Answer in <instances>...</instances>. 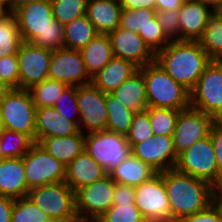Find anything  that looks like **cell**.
<instances>
[{
  "mask_svg": "<svg viewBox=\"0 0 222 222\" xmlns=\"http://www.w3.org/2000/svg\"><path fill=\"white\" fill-rule=\"evenodd\" d=\"M13 13L24 42L51 51L65 48L64 25L54 19L50 0L24 4Z\"/></svg>",
  "mask_w": 222,
  "mask_h": 222,
  "instance_id": "1",
  "label": "cell"
},
{
  "mask_svg": "<svg viewBox=\"0 0 222 222\" xmlns=\"http://www.w3.org/2000/svg\"><path fill=\"white\" fill-rule=\"evenodd\" d=\"M165 184L172 222L206 209L214 202V187L176 169L159 172Z\"/></svg>",
  "mask_w": 222,
  "mask_h": 222,
  "instance_id": "2",
  "label": "cell"
},
{
  "mask_svg": "<svg viewBox=\"0 0 222 222\" xmlns=\"http://www.w3.org/2000/svg\"><path fill=\"white\" fill-rule=\"evenodd\" d=\"M211 61L199 41H171L155 54V62L189 91Z\"/></svg>",
  "mask_w": 222,
  "mask_h": 222,
  "instance_id": "3",
  "label": "cell"
},
{
  "mask_svg": "<svg viewBox=\"0 0 222 222\" xmlns=\"http://www.w3.org/2000/svg\"><path fill=\"white\" fill-rule=\"evenodd\" d=\"M147 94V107L175 110L190 108V91L175 81L157 62L141 68Z\"/></svg>",
  "mask_w": 222,
  "mask_h": 222,
  "instance_id": "4",
  "label": "cell"
},
{
  "mask_svg": "<svg viewBox=\"0 0 222 222\" xmlns=\"http://www.w3.org/2000/svg\"><path fill=\"white\" fill-rule=\"evenodd\" d=\"M190 107L213 117L222 118V60H212L190 91Z\"/></svg>",
  "mask_w": 222,
  "mask_h": 222,
  "instance_id": "5",
  "label": "cell"
},
{
  "mask_svg": "<svg viewBox=\"0 0 222 222\" xmlns=\"http://www.w3.org/2000/svg\"><path fill=\"white\" fill-rule=\"evenodd\" d=\"M175 169L194 178L204 180L213 187L222 183V175L218 172L210 135L197 141L179 154Z\"/></svg>",
  "mask_w": 222,
  "mask_h": 222,
  "instance_id": "6",
  "label": "cell"
},
{
  "mask_svg": "<svg viewBox=\"0 0 222 222\" xmlns=\"http://www.w3.org/2000/svg\"><path fill=\"white\" fill-rule=\"evenodd\" d=\"M85 151L107 174L132 154L126 136L107 129L85 134Z\"/></svg>",
  "mask_w": 222,
  "mask_h": 222,
  "instance_id": "7",
  "label": "cell"
},
{
  "mask_svg": "<svg viewBox=\"0 0 222 222\" xmlns=\"http://www.w3.org/2000/svg\"><path fill=\"white\" fill-rule=\"evenodd\" d=\"M0 108L4 129L27 134L36 142V107L27 89H10Z\"/></svg>",
  "mask_w": 222,
  "mask_h": 222,
  "instance_id": "8",
  "label": "cell"
},
{
  "mask_svg": "<svg viewBox=\"0 0 222 222\" xmlns=\"http://www.w3.org/2000/svg\"><path fill=\"white\" fill-rule=\"evenodd\" d=\"M28 189L64 182L66 165L51 156L39 143H34L23 157Z\"/></svg>",
  "mask_w": 222,
  "mask_h": 222,
  "instance_id": "9",
  "label": "cell"
},
{
  "mask_svg": "<svg viewBox=\"0 0 222 222\" xmlns=\"http://www.w3.org/2000/svg\"><path fill=\"white\" fill-rule=\"evenodd\" d=\"M134 189L135 205L147 222H172L169 199L160 173Z\"/></svg>",
  "mask_w": 222,
  "mask_h": 222,
  "instance_id": "10",
  "label": "cell"
},
{
  "mask_svg": "<svg viewBox=\"0 0 222 222\" xmlns=\"http://www.w3.org/2000/svg\"><path fill=\"white\" fill-rule=\"evenodd\" d=\"M79 130L83 134L107 129L106 93L92 84L77 87Z\"/></svg>",
  "mask_w": 222,
  "mask_h": 222,
  "instance_id": "11",
  "label": "cell"
},
{
  "mask_svg": "<svg viewBox=\"0 0 222 222\" xmlns=\"http://www.w3.org/2000/svg\"><path fill=\"white\" fill-rule=\"evenodd\" d=\"M27 197L51 219L76 211L75 191L65 181L33 188Z\"/></svg>",
  "mask_w": 222,
  "mask_h": 222,
  "instance_id": "12",
  "label": "cell"
},
{
  "mask_svg": "<svg viewBox=\"0 0 222 222\" xmlns=\"http://www.w3.org/2000/svg\"><path fill=\"white\" fill-rule=\"evenodd\" d=\"M215 122L213 117L191 107L180 111L172 134L176 154H181L197 141L209 136Z\"/></svg>",
  "mask_w": 222,
  "mask_h": 222,
  "instance_id": "13",
  "label": "cell"
},
{
  "mask_svg": "<svg viewBox=\"0 0 222 222\" xmlns=\"http://www.w3.org/2000/svg\"><path fill=\"white\" fill-rule=\"evenodd\" d=\"M48 78L68 86L91 84L80 50L62 48L52 51Z\"/></svg>",
  "mask_w": 222,
  "mask_h": 222,
  "instance_id": "14",
  "label": "cell"
},
{
  "mask_svg": "<svg viewBox=\"0 0 222 222\" xmlns=\"http://www.w3.org/2000/svg\"><path fill=\"white\" fill-rule=\"evenodd\" d=\"M115 182L109 175L75 192L76 211L91 220H97L112 205Z\"/></svg>",
  "mask_w": 222,
  "mask_h": 222,
  "instance_id": "15",
  "label": "cell"
},
{
  "mask_svg": "<svg viewBox=\"0 0 222 222\" xmlns=\"http://www.w3.org/2000/svg\"><path fill=\"white\" fill-rule=\"evenodd\" d=\"M52 51L22 42L17 53L19 60V89H28L48 78Z\"/></svg>",
  "mask_w": 222,
  "mask_h": 222,
  "instance_id": "16",
  "label": "cell"
},
{
  "mask_svg": "<svg viewBox=\"0 0 222 222\" xmlns=\"http://www.w3.org/2000/svg\"><path fill=\"white\" fill-rule=\"evenodd\" d=\"M131 152L158 173L175 169L178 160L172 136L154 135L144 142L134 144Z\"/></svg>",
  "mask_w": 222,
  "mask_h": 222,
  "instance_id": "17",
  "label": "cell"
},
{
  "mask_svg": "<svg viewBox=\"0 0 222 222\" xmlns=\"http://www.w3.org/2000/svg\"><path fill=\"white\" fill-rule=\"evenodd\" d=\"M108 35L115 58L130 61L138 68L155 61V54L138 33L118 27Z\"/></svg>",
  "mask_w": 222,
  "mask_h": 222,
  "instance_id": "18",
  "label": "cell"
},
{
  "mask_svg": "<svg viewBox=\"0 0 222 222\" xmlns=\"http://www.w3.org/2000/svg\"><path fill=\"white\" fill-rule=\"evenodd\" d=\"M212 9L197 1L184 2L179 8L182 41H199L207 25Z\"/></svg>",
  "mask_w": 222,
  "mask_h": 222,
  "instance_id": "19",
  "label": "cell"
},
{
  "mask_svg": "<svg viewBox=\"0 0 222 222\" xmlns=\"http://www.w3.org/2000/svg\"><path fill=\"white\" fill-rule=\"evenodd\" d=\"M108 174L84 150L66 166L65 182L76 192L81 187L103 179Z\"/></svg>",
  "mask_w": 222,
  "mask_h": 222,
  "instance_id": "20",
  "label": "cell"
},
{
  "mask_svg": "<svg viewBox=\"0 0 222 222\" xmlns=\"http://www.w3.org/2000/svg\"><path fill=\"white\" fill-rule=\"evenodd\" d=\"M79 131L74 122L65 119L54 107L36 108V143L46 137H65Z\"/></svg>",
  "mask_w": 222,
  "mask_h": 222,
  "instance_id": "21",
  "label": "cell"
},
{
  "mask_svg": "<svg viewBox=\"0 0 222 222\" xmlns=\"http://www.w3.org/2000/svg\"><path fill=\"white\" fill-rule=\"evenodd\" d=\"M28 193L23 158L0 160V196L19 199L27 197Z\"/></svg>",
  "mask_w": 222,
  "mask_h": 222,
  "instance_id": "22",
  "label": "cell"
},
{
  "mask_svg": "<svg viewBox=\"0 0 222 222\" xmlns=\"http://www.w3.org/2000/svg\"><path fill=\"white\" fill-rule=\"evenodd\" d=\"M121 12L119 0H88L85 15L98 33L109 34L119 27Z\"/></svg>",
  "mask_w": 222,
  "mask_h": 222,
  "instance_id": "23",
  "label": "cell"
},
{
  "mask_svg": "<svg viewBox=\"0 0 222 222\" xmlns=\"http://www.w3.org/2000/svg\"><path fill=\"white\" fill-rule=\"evenodd\" d=\"M138 69L130 61L113 57L91 77V84L104 93H111Z\"/></svg>",
  "mask_w": 222,
  "mask_h": 222,
  "instance_id": "24",
  "label": "cell"
},
{
  "mask_svg": "<svg viewBox=\"0 0 222 222\" xmlns=\"http://www.w3.org/2000/svg\"><path fill=\"white\" fill-rule=\"evenodd\" d=\"M112 94L126 108L136 112H142L147 109L146 86L142 71L138 69L120 86H118Z\"/></svg>",
  "mask_w": 222,
  "mask_h": 222,
  "instance_id": "25",
  "label": "cell"
},
{
  "mask_svg": "<svg viewBox=\"0 0 222 222\" xmlns=\"http://www.w3.org/2000/svg\"><path fill=\"white\" fill-rule=\"evenodd\" d=\"M39 144L51 156L67 166L85 150V134L79 131L65 137H46Z\"/></svg>",
  "mask_w": 222,
  "mask_h": 222,
  "instance_id": "26",
  "label": "cell"
},
{
  "mask_svg": "<svg viewBox=\"0 0 222 222\" xmlns=\"http://www.w3.org/2000/svg\"><path fill=\"white\" fill-rule=\"evenodd\" d=\"M158 172L132 154L108 175L115 183L137 186L150 180Z\"/></svg>",
  "mask_w": 222,
  "mask_h": 222,
  "instance_id": "27",
  "label": "cell"
},
{
  "mask_svg": "<svg viewBox=\"0 0 222 222\" xmlns=\"http://www.w3.org/2000/svg\"><path fill=\"white\" fill-rule=\"evenodd\" d=\"M85 68L90 77L101 70L114 56L108 34L98 33L80 50Z\"/></svg>",
  "mask_w": 222,
  "mask_h": 222,
  "instance_id": "28",
  "label": "cell"
},
{
  "mask_svg": "<svg viewBox=\"0 0 222 222\" xmlns=\"http://www.w3.org/2000/svg\"><path fill=\"white\" fill-rule=\"evenodd\" d=\"M97 30L86 15L64 25L65 48L81 50L96 35Z\"/></svg>",
  "mask_w": 222,
  "mask_h": 222,
  "instance_id": "29",
  "label": "cell"
},
{
  "mask_svg": "<svg viewBox=\"0 0 222 222\" xmlns=\"http://www.w3.org/2000/svg\"><path fill=\"white\" fill-rule=\"evenodd\" d=\"M22 42L14 13L12 11L3 13L0 16V58L17 55Z\"/></svg>",
  "mask_w": 222,
  "mask_h": 222,
  "instance_id": "30",
  "label": "cell"
},
{
  "mask_svg": "<svg viewBox=\"0 0 222 222\" xmlns=\"http://www.w3.org/2000/svg\"><path fill=\"white\" fill-rule=\"evenodd\" d=\"M106 108L108 114L107 130L126 135L135 112L126 108L110 93H106Z\"/></svg>",
  "mask_w": 222,
  "mask_h": 222,
  "instance_id": "31",
  "label": "cell"
},
{
  "mask_svg": "<svg viewBox=\"0 0 222 222\" xmlns=\"http://www.w3.org/2000/svg\"><path fill=\"white\" fill-rule=\"evenodd\" d=\"M199 43L212 60H222V19L213 12L208 17Z\"/></svg>",
  "mask_w": 222,
  "mask_h": 222,
  "instance_id": "32",
  "label": "cell"
},
{
  "mask_svg": "<svg viewBox=\"0 0 222 222\" xmlns=\"http://www.w3.org/2000/svg\"><path fill=\"white\" fill-rule=\"evenodd\" d=\"M67 87L68 85L66 83L47 78L27 90L30 93L35 107L41 108L53 107L56 100Z\"/></svg>",
  "mask_w": 222,
  "mask_h": 222,
  "instance_id": "33",
  "label": "cell"
},
{
  "mask_svg": "<svg viewBox=\"0 0 222 222\" xmlns=\"http://www.w3.org/2000/svg\"><path fill=\"white\" fill-rule=\"evenodd\" d=\"M35 141L27 134L3 129L0 147L4 158H23Z\"/></svg>",
  "mask_w": 222,
  "mask_h": 222,
  "instance_id": "34",
  "label": "cell"
},
{
  "mask_svg": "<svg viewBox=\"0 0 222 222\" xmlns=\"http://www.w3.org/2000/svg\"><path fill=\"white\" fill-rule=\"evenodd\" d=\"M150 124L154 135L172 136L175 130L177 117L181 110L162 107H147Z\"/></svg>",
  "mask_w": 222,
  "mask_h": 222,
  "instance_id": "35",
  "label": "cell"
},
{
  "mask_svg": "<svg viewBox=\"0 0 222 222\" xmlns=\"http://www.w3.org/2000/svg\"><path fill=\"white\" fill-rule=\"evenodd\" d=\"M88 0H50L54 19L65 25L86 14Z\"/></svg>",
  "mask_w": 222,
  "mask_h": 222,
  "instance_id": "36",
  "label": "cell"
},
{
  "mask_svg": "<svg viewBox=\"0 0 222 222\" xmlns=\"http://www.w3.org/2000/svg\"><path fill=\"white\" fill-rule=\"evenodd\" d=\"M11 222H51V218L28 197L14 199Z\"/></svg>",
  "mask_w": 222,
  "mask_h": 222,
  "instance_id": "37",
  "label": "cell"
},
{
  "mask_svg": "<svg viewBox=\"0 0 222 222\" xmlns=\"http://www.w3.org/2000/svg\"><path fill=\"white\" fill-rule=\"evenodd\" d=\"M97 222H147L134 204L112 205Z\"/></svg>",
  "mask_w": 222,
  "mask_h": 222,
  "instance_id": "38",
  "label": "cell"
},
{
  "mask_svg": "<svg viewBox=\"0 0 222 222\" xmlns=\"http://www.w3.org/2000/svg\"><path fill=\"white\" fill-rule=\"evenodd\" d=\"M156 16V9H122L119 28L138 33Z\"/></svg>",
  "mask_w": 222,
  "mask_h": 222,
  "instance_id": "39",
  "label": "cell"
},
{
  "mask_svg": "<svg viewBox=\"0 0 222 222\" xmlns=\"http://www.w3.org/2000/svg\"><path fill=\"white\" fill-rule=\"evenodd\" d=\"M125 136L131 147L154 136L149 114L146 110L135 113L129 131Z\"/></svg>",
  "mask_w": 222,
  "mask_h": 222,
  "instance_id": "40",
  "label": "cell"
},
{
  "mask_svg": "<svg viewBox=\"0 0 222 222\" xmlns=\"http://www.w3.org/2000/svg\"><path fill=\"white\" fill-rule=\"evenodd\" d=\"M53 107L56 111L62 114L65 119L74 122L79 127L77 86H68L56 100Z\"/></svg>",
  "mask_w": 222,
  "mask_h": 222,
  "instance_id": "41",
  "label": "cell"
},
{
  "mask_svg": "<svg viewBox=\"0 0 222 222\" xmlns=\"http://www.w3.org/2000/svg\"><path fill=\"white\" fill-rule=\"evenodd\" d=\"M138 34L154 54L164 49L171 42L164 34L157 16L152 18L150 23L144 27L143 31H139Z\"/></svg>",
  "mask_w": 222,
  "mask_h": 222,
  "instance_id": "42",
  "label": "cell"
},
{
  "mask_svg": "<svg viewBox=\"0 0 222 222\" xmlns=\"http://www.w3.org/2000/svg\"><path fill=\"white\" fill-rule=\"evenodd\" d=\"M0 82L11 89H19V60L17 55L0 58Z\"/></svg>",
  "mask_w": 222,
  "mask_h": 222,
  "instance_id": "43",
  "label": "cell"
},
{
  "mask_svg": "<svg viewBox=\"0 0 222 222\" xmlns=\"http://www.w3.org/2000/svg\"><path fill=\"white\" fill-rule=\"evenodd\" d=\"M159 24L170 41L181 40L179 8L175 10L156 11Z\"/></svg>",
  "mask_w": 222,
  "mask_h": 222,
  "instance_id": "44",
  "label": "cell"
},
{
  "mask_svg": "<svg viewBox=\"0 0 222 222\" xmlns=\"http://www.w3.org/2000/svg\"><path fill=\"white\" fill-rule=\"evenodd\" d=\"M180 222H222V212L213 202L206 209L183 218Z\"/></svg>",
  "mask_w": 222,
  "mask_h": 222,
  "instance_id": "45",
  "label": "cell"
},
{
  "mask_svg": "<svg viewBox=\"0 0 222 222\" xmlns=\"http://www.w3.org/2000/svg\"><path fill=\"white\" fill-rule=\"evenodd\" d=\"M218 172L222 175V123L216 121L210 130Z\"/></svg>",
  "mask_w": 222,
  "mask_h": 222,
  "instance_id": "46",
  "label": "cell"
},
{
  "mask_svg": "<svg viewBox=\"0 0 222 222\" xmlns=\"http://www.w3.org/2000/svg\"><path fill=\"white\" fill-rule=\"evenodd\" d=\"M135 189L134 186L115 183L113 205L134 204Z\"/></svg>",
  "mask_w": 222,
  "mask_h": 222,
  "instance_id": "47",
  "label": "cell"
},
{
  "mask_svg": "<svg viewBox=\"0 0 222 222\" xmlns=\"http://www.w3.org/2000/svg\"><path fill=\"white\" fill-rule=\"evenodd\" d=\"M122 9H155V0H119Z\"/></svg>",
  "mask_w": 222,
  "mask_h": 222,
  "instance_id": "48",
  "label": "cell"
},
{
  "mask_svg": "<svg viewBox=\"0 0 222 222\" xmlns=\"http://www.w3.org/2000/svg\"><path fill=\"white\" fill-rule=\"evenodd\" d=\"M14 199L0 196V222H11Z\"/></svg>",
  "mask_w": 222,
  "mask_h": 222,
  "instance_id": "49",
  "label": "cell"
},
{
  "mask_svg": "<svg viewBox=\"0 0 222 222\" xmlns=\"http://www.w3.org/2000/svg\"><path fill=\"white\" fill-rule=\"evenodd\" d=\"M183 0H155L156 11L175 10L183 5Z\"/></svg>",
  "mask_w": 222,
  "mask_h": 222,
  "instance_id": "50",
  "label": "cell"
},
{
  "mask_svg": "<svg viewBox=\"0 0 222 222\" xmlns=\"http://www.w3.org/2000/svg\"><path fill=\"white\" fill-rule=\"evenodd\" d=\"M92 220L84 217L79 212L75 211L71 215L51 219V222H91Z\"/></svg>",
  "mask_w": 222,
  "mask_h": 222,
  "instance_id": "51",
  "label": "cell"
},
{
  "mask_svg": "<svg viewBox=\"0 0 222 222\" xmlns=\"http://www.w3.org/2000/svg\"><path fill=\"white\" fill-rule=\"evenodd\" d=\"M214 202L219 206L222 212V183L214 187Z\"/></svg>",
  "mask_w": 222,
  "mask_h": 222,
  "instance_id": "52",
  "label": "cell"
},
{
  "mask_svg": "<svg viewBox=\"0 0 222 222\" xmlns=\"http://www.w3.org/2000/svg\"><path fill=\"white\" fill-rule=\"evenodd\" d=\"M41 0H11V11L13 12L16 8L31 2H37Z\"/></svg>",
  "mask_w": 222,
  "mask_h": 222,
  "instance_id": "53",
  "label": "cell"
},
{
  "mask_svg": "<svg viewBox=\"0 0 222 222\" xmlns=\"http://www.w3.org/2000/svg\"><path fill=\"white\" fill-rule=\"evenodd\" d=\"M195 1L208 6L213 10L222 0H195Z\"/></svg>",
  "mask_w": 222,
  "mask_h": 222,
  "instance_id": "54",
  "label": "cell"
},
{
  "mask_svg": "<svg viewBox=\"0 0 222 222\" xmlns=\"http://www.w3.org/2000/svg\"><path fill=\"white\" fill-rule=\"evenodd\" d=\"M11 88H9L6 84L3 82H0V105L5 97V95L10 91Z\"/></svg>",
  "mask_w": 222,
  "mask_h": 222,
  "instance_id": "55",
  "label": "cell"
},
{
  "mask_svg": "<svg viewBox=\"0 0 222 222\" xmlns=\"http://www.w3.org/2000/svg\"><path fill=\"white\" fill-rule=\"evenodd\" d=\"M0 7L5 11H11V0H0Z\"/></svg>",
  "mask_w": 222,
  "mask_h": 222,
  "instance_id": "56",
  "label": "cell"
},
{
  "mask_svg": "<svg viewBox=\"0 0 222 222\" xmlns=\"http://www.w3.org/2000/svg\"><path fill=\"white\" fill-rule=\"evenodd\" d=\"M220 19H222V1L212 10Z\"/></svg>",
  "mask_w": 222,
  "mask_h": 222,
  "instance_id": "57",
  "label": "cell"
},
{
  "mask_svg": "<svg viewBox=\"0 0 222 222\" xmlns=\"http://www.w3.org/2000/svg\"><path fill=\"white\" fill-rule=\"evenodd\" d=\"M4 126H3V122H2V115H1V108H0V133L3 131Z\"/></svg>",
  "mask_w": 222,
  "mask_h": 222,
  "instance_id": "58",
  "label": "cell"
},
{
  "mask_svg": "<svg viewBox=\"0 0 222 222\" xmlns=\"http://www.w3.org/2000/svg\"><path fill=\"white\" fill-rule=\"evenodd\" d=\"M5 13V11L0 7V16Z\"/></svg>",
  "mask_w": 222,
  "mask_h": 222,
  "instance_id": "59",
  "label": "cell"
},
{
  "mask_svg": "<svg viewBox=\"0 0 222 222\" xmlns=\"http://www.w3.org/2000/svg\"><path fill=\"white\" fill-rule=\"evenodd\" d=\"M4 157L2 156V153H1V147H0V160H3Z\"/></svg>",
  "mask_w": 222,
  "mask_h": 222,
  "instance_id": "60",
  "label": "cell"
},
{
  "mask_svg": "<svg viewBox=\"0 0 222 222\" xmlns=\"http://www.w3.org/2000/svg\"><path fill=\"white\" fill-rule=\"evenodd\" d=\"M184 2L195 1V0H183Z\"/></svg>",
  "mask_w": 222,
  "mask_h": 222,
  "instance_id": "61",
  "label": "cell"
}]
</instances>
